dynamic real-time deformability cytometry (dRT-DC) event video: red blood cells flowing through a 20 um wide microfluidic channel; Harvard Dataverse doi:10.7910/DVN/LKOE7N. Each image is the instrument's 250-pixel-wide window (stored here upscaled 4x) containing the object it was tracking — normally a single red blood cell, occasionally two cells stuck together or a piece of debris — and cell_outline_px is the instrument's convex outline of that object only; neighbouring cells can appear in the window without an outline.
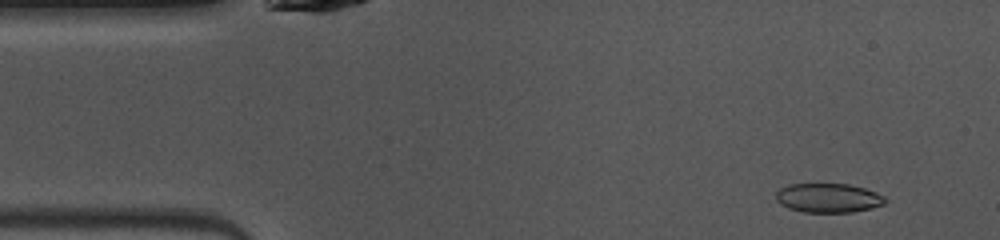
{"species": "common noctule bat (a hibernating species)", "species_latin": "Nyctalus noctula", "temperature_condition": "warm", "stored_images_in_passage": 48, "camera_frame_rate_fps": 3000, "um_per_image_px": 0.085, "animal": {"sex": "female", "body_mass_g": 10.0, "forearm_length_mm": 53.1}, "frame": {"image": 1, "passage_image": 4, "time_ms": 1.0, "image_size_px": [1000, 240], "cell_outline_px": [[888, 200], [884, 204], [872, 208], [852, 212], [804, 212], [788, 208], [780, 204], [776, 200], [776, 192], [780, 188], [788, 184], [848, 184], [864, 188], [876, 192], [884, 196]], "centroid_in_image_um": [70.41, 16.82], "position_along_channel_um": 14.6, "area_um2": 18.67}}
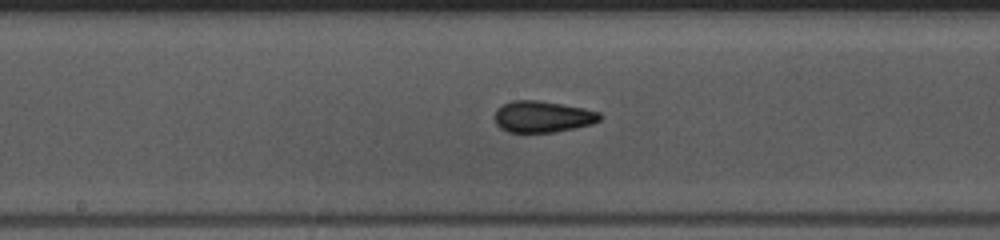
{"frame": {"image": 2, "passage_image": 23, "time_ms": 7.333, "image_size_px": [1000, 240], "cell_outline_px": [[604, 116], [600, 120], [592, 124], [576, 128], [556, 132], [508, 132], [500, 128], [496, 124], [496, 108], [512, 100], [536, 100], [584, 108], [600, 112]], "centroid_in_image_um": [46.15, 9.92], "position_along_channel_um": 202.0, "area_um2": 19.31}}
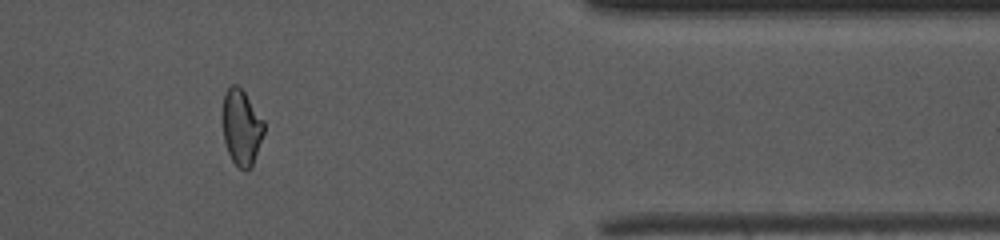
{"frame": {"image": 3, "passage_image": 39, "time_ms": 12.667, "image_size_px": [1000, 240], "cell_outline_px": [[264, 132], [252, 164], [244, 172], [232, 160], [228, 152], [224, 140], [224, 92], [232, 84], [236, 84], [244, 92], [264, 120]], "centroid_in_image_um": [20.54, 10.81], "position_along_channel_um": 390.9, "area_um2": 17.74}, "authors_computed_cell_mechanics": {"area_um2": 19.2474, "velocity_mm_per_s": 4.0833, "shape_relaxation_time_tau1_ms": 3.9371, "shape_relaxation_time_tau2_ms": 1.9187, "deformation_change_tau1": 0.1209, "deformation_change_tau2": 0.0616}}